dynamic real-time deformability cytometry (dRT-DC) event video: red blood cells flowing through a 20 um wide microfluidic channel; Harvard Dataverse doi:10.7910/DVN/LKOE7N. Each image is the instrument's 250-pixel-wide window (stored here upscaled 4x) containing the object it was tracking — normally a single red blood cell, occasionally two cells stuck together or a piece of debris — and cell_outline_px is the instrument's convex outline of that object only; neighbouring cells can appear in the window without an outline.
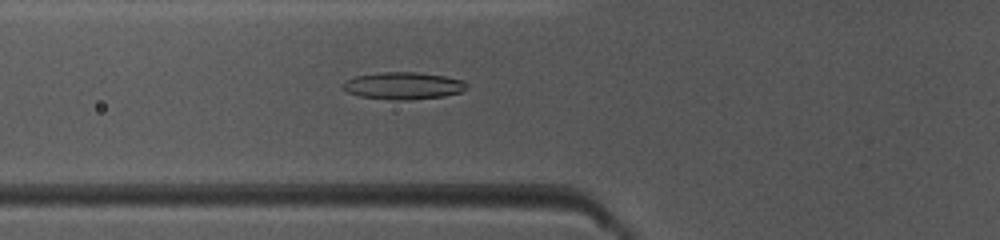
{"species": "common noctule bat (a hibernating species)", "species_latin": "Nyctalus noctula", "temperature_condition": "warm", "stored_images_in_passage": 49, "camera_frame_rate_fps": 3000, "um_per_image_px": 0.085, "animal": {"sex": "female", "body_mass_g": 10.0, "forearm_length_mm": 53.1}, "frame": {"image": 1, "passage_image": 18, "time_ms": 5.667, "image_size_px": [1000, 240], "cell_outline_px": [[468, 88], [460, 92], [444, 96], [408, 100], [392, 100], [360, 96], [348, 92], [340, 88], [340, 84], [356, 76], [380, 72], [416, 72], [444, 76], [464, 80], [468, 84]], "centroid_in_image_um": [34.28, 7.29], "position_along_channel_um": 91.5, "area_um2": 19.71}}
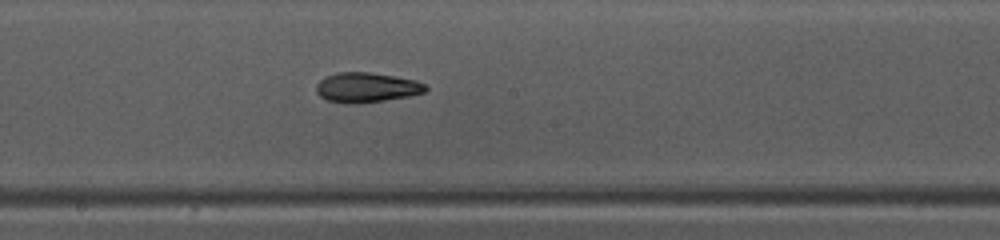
{"frame": {"image": 2, "passage_image": 27, "time_ms": 8.667, "image_size_px": [1000, 240], "cell_outline_px": [[428, 88], [424, 92], [408, 96], [384, 100], [352, 104], [344, 104], [328, 100], [320, 96], [316, 92], [316, 84], [324, 76], [340, 72], [368, 72], [396, 76], [416, 80], [424, 84]], "centroid_in_image_um": [31.12, 7.43], "position_along_channel_um": 217.1, "area_um2": 19.02}}
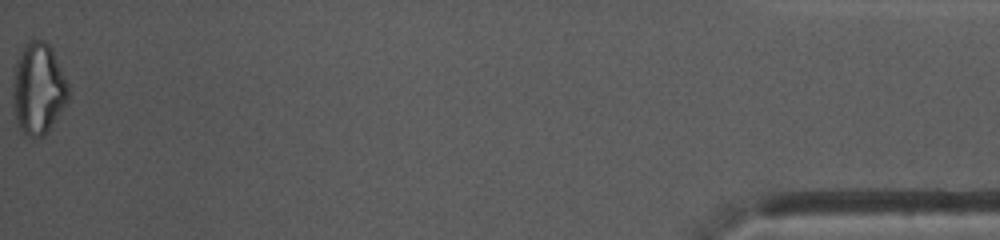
{"frame": {"image": 3, "passage_image": 49, "time_ms": 16.0, "image_size_px": [1000, 240], "cell_outline_px": [[68, 100], [64, 108], [44, 136], [32, 140], [20, 128], [16, 120], [12, 104], [12, 88], [16, 60], [24, 44], [32, 40], [44, 40], [52, 48], [68, 84]], "centroid_in_image_um": [3.24, 7.56], "position_along_channel_um": 432.0, "area_um2": 29.82}, "authors_computed_cell_mechanics": {"area_um2": 19.9988, "velocity_mm_per_s": 4.1473, "shape_relaxation_time_tau1_ms": null, "shape_relaxation_time_tau2_ms": 3.6431, "deformation_change_tau1": null, "deformation_change_tau2": 0.1261}}